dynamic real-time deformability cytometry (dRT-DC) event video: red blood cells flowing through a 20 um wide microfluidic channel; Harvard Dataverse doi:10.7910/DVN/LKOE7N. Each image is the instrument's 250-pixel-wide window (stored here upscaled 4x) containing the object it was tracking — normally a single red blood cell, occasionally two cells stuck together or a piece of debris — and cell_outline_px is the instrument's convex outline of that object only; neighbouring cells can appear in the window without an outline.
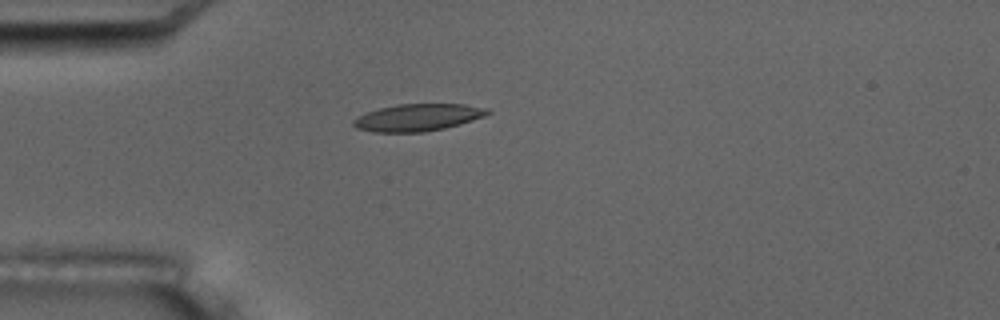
{"species": "common noctule bat (a hibernating species)", "species_latin": "Nyctalus noctula", "temperature_condition": "room temperature", "stored_images_in_passage": 6, "camera_frame_rate_fps": 3000, "um_per_image_px": 0.085, "animal": {"sex": "male", "body_mass_g": 17.5, "forearm_length_mm": 52.3}, "frame": {"image": 1, "passage_image": 6, "time_ms": 5.667, "image_size_px": [1000, 320], "cell_outline_px": [[492, 112], [484, 116], [460, 124], [444, 128], [424, 132], [372, 132], [356, 128], [352, 124], [352, 120], [368, 112], [380, 108], [396, 104], [464, 104], [488, 108]], "centroid_in_image_um": [35.52, 9.98], "position_along_channel_um": 49.5, "area_um2": 21.15}}